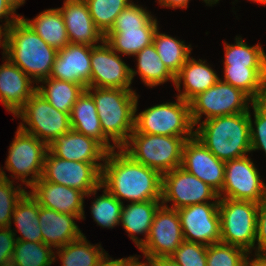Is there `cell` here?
Here are the masks:
<instances>
[{
	"label": "cell",
	"instance_id": "1",
	"mask_svg": "<svg viewBox=\"0 0 266 266\" xmlns=\"http://www.w3.org/2000/svg\"><path fill=\"white\" fill-rule=\"evenodd\" d=\"M101 186L116 197L133 202L161 200L162 175L134 161L121 148L108 151L101 171Z\"/></svg>",
	"mask_w": 266,
	"mask_h": 266
},
{
	"label": "cell",
	"instance_id": "2",
	"mask_svg": "<svg viewBox=\"0 0 266 266\" xmlns=\"http://www.w3.org/2000/svg\"><path fill=\"white\" fill-rule=\"evenodd\" d=\"M2 49L4 56L35 83L49 78L58 52L21 18L4 31Z\"/></svg>",
	"mask_w": 266,
	"mask_h": 266
},
{
	"label": "cell",
	"instance_id": "3",
	"mask_svg": "<svg viewBox=\"0 0 266 266\" xmlns=\"http://www.w3.org/2000/svg\"><path fill=\"white\" fill-rule=\"evenodd\" d=\"M93 98L104 135L122 148L134 131V118L138 106L136 90L88 87ZM94 91V92H92Z\"/></svg>",
	"mask_w": 266,
	"mask_h": 266
},
{
	"label": "cell",
	"instance_id": "4",
	"mask_svg": "<svg viewBox=\"0 0 266 266\" xmlns=\"http://www.w3.org/2000/svg\"><path fill=\"white\" fill-rule=\"evenodd\" d=\"M249 111L200 122L194 136L219 160L229 161L251 152Z\"/></svg>",
	"mask_w": 266,
	"mask_h": 266
},
{
	"label": "cell",
	"instance_id": "5",
	"mask_svg": "<svg viewBox=\"0 0 266 266\" xmlns=\"http://www.w3.org/2000/svg\"><path fill=\"white\" fill-rule=\"evenodd\" d=\"M185 142L184 137L150 135L134 130L121 149L134 161L163 175L181 166Z\"/></svg>",
	"mask_w": 266,
	"mask_h": 266
},
{
	"label": "cell",
	"instance_id": "6",
	"mask_svg": "<svg viewBox=\"0 0 266 266\" xmlns=\"http://www.w3.org/2000/svg\"><path fill=\"white\" fill-rule=\"evenodd\" d=\"M176 102L154 105L135 115L134 130L137 133L163 136H194L190 116V104L176 96Z\"/></svg>",
	"mask_w": 266,
	"mask_h": 266
},
{
	"label": "cell",
	"instance_id": "7",
	"mask_svg": "<svg viewBox=\"0 0 266 266\" xmlns=\"http://www.w3.org/2000/svg\"><path fill=\"white\" fill-rule=\"evenodd\" d=\"M258 203L219 198L220 242L252 253L255 246Z\"/></svg>",
	"mask_w": 266,
	"mask_h": 266
},
{
	"label": "cell",
	"instance_id": "8",
	"mask_svg": "<svg viewBox=\"0 0 266 266\" xmlns=\"http://www.w3.org/2000/svg\"><path fill=\"white\" fill-rule=\"evenodd\" d=\"M249 103L253 104L255 101L248 94L219 79L212 87L189 101L191 120L195 127L201 122L202 115H206L205 120H209L248 112Z\"/></svg>",
	"mask_w": 266,
	"mask_h": 266
},
{
	"label": "cell",
	"instance_id": "9",
	"mask_svg": "<svg viewBox=\"0 0 266 266\" xmlns=\"http://www.w3.org/2000/svg\"><path fill=\"white\" fill-rule=\"evenodd\" d=\"M15 116L29 126L28 128L26 124L20 123V130L37 137L47 145L72 129L70 115L57 110L37 91Z\"/></svg>",
	"mask_w": 266,
	"mask_h": 266
},
{
	"label": "cell",
	"instance_id": "10",
	"mask_svg": "<svg viewBox=\"0 0 266 266\" xmlns=\"http://www.w3.org/2000/svg\"><path fill=\"white\" fill-rule=\"evenodd\" d=\"M47 151L48 145L45 142L17 128L9 148L5 169L12 172V178L21 180L30 188L42 177Z\"/></svg>",
	"mask_w": 266,
	"mask_h": 266
},
{
	"label": "cell",
	"instance_id": "11",
	"mask_svg": "<svg viewBox=\"0 0 266 266\" xmlns=\"http://www.w3.org/2000/svg\"><path fill=\"white\" fill-rule=\"evenodd\" d=\"M42 178L84 192L87 197L96 195L102 188L101 171L93 164L64 160L56 157L49 149L45 155Z\"/></svg>",
	"mask_w": 266,
	"mask_h": 266
},
{
	"label": "cell",
	"instance_id": "12",
	"mask_svg": "<svg viewBox=\"0 0 266 266\" xmlns=\"http://www.w3.org/2000/svg\"><path fill=\"white\" fill-rule=\"evenodd\" d=\"M219 199L218 193L181 166L162 175L161 204L167 208H180ZM172 206L166 205L167 202Z\"/></svg>",
	"mask_w": 266,
	"mask_h": 266
},
{
	"label": "cell",
	"instance_id": "13",
	"mask_svg": "<svg viewBox=\"0 0 266 266\" xmlns=\"http://www.w3.org/2000/svg\"><path fill=\"white\" fill-rule=\"evenodd\" d=\"M253 161L245 155L225 162L224 184L219 198L259 203L266 197V185Z\"/></svg>",
	"mask_w": 266,
	"mask_h": 266
},
{
	"label": "cell",
	"instance_id": "14",
	"mask_svg": "<svg viewBox=\"0 0 266 266\" xmlns=\"http://www.w3.org/2000/svg\"><path fill=\"white\" fill-rule=\"evenodd\" d=\"M185 241L206 246L220 243L219 199L177 210Z\"/></svg>",
	"mask_w": 266,
	"mask_h": 266
},
{
	"label": "cell",
	"instance_id": "15",
	"mask_svg": "<svg viewBox=\"0 0 266 266\" xmlns=\"http://www.w3.org/2000/svg\"><path fill=\"white\" fill-rule=\"evenodd\" d=\"M183 241L178 211L161 205L155 212L148 238L139 250L145 258L169 257Z\"/></svg>",
	"mask_w": 266,
	"mask_h": 266
},
{
	"label": "cell",
	"instance_id": "16",
	"mask_svg": "<svg viewBox=\"0 0 266 266\" xmlns=\"http://www.w3.org/2000/svg\"><path fill=\"white\" fill-rule=\"evenodd\" d=\"M91 79L88 87L132 90L131 68L105 40L91 46Z\"/></svg>",
	"mask_w": 266,
	"mask_h": 266
},
{
	"label": "cell",
	"instance_id": "17",
	"mask_svg": "<svg viewBox=\"0 0 266 266\" xmlns=\"http://www.w3.org/2000/svg\"><path fill=\"white\" fill-rule=\"evenodd\" d=\"M181 167L213 188L218 194L224 184L225 162L219 160L195 136L183 147Z\"/></svg>",
	"mask_w": 266,
	"mask_h": 266
},
{
	"label": "cell",
	"instance_id": "18",
	"mask_svg": "<svg viewBox=\"0 0 266 266\" xmlns=\"http://www.w3.org/2000/svg\"><path fill=\"white\" fill-rule=\"evenodd\" d=\"M48 149L64 160L93 163L100 171L108 153L100 142L72 129L52 141Z\"/></svg>",
	"mask_w": 266,
	"mask_h": 266
},
{
	"label": "cell",
	"instance_id": "19",
	"mask_svg": "<svg viewBox=\"0 0 266 266\" xmlns=\"http://www.w3.org/2000/svg\"><path fill=\"white\" fill-rule=\"evenodd\" d=\"M91 46L69 43L58 50L49 77L88 88L91 79Z\"/></svg>",
	"mask_w": 266,
	"mask_h": 266
},
{
	"label": "cell",
	"instance_id": "20",
	"mask_svg": "<svg viewBox=\"0 0 266 266\" xmlns=\"http://www.w3.org/2000/svg\"><path fill=\"white\" fill-rule=\"evenodd\" d=\"M30 194L37 200L39 206L55 210L62 214L78 215L81 220L84 215V192L60 184L50 183L42 177L31 187Z\"/></svg>",
	"mask_w": 266,
	"mask_h": 266
},
{
	"label": "cell",
	"instance_id": "21",
	"mask_svg": "<svg viewBox=\"0 0 266 266\" xmlns=\"http://www.w3.org/2000/svg\"><path fill=\"white\" fill-rule=\"evenodd\" d=\"M0 65V102L15 115L36 92L34 81L6 56Z\"/></svg>",
	"mask_w": 266,
	"mask_h": 266
},
{
	"label": "cell",
	"instance_id": "22",
	"mask_svg": "<svg viewBox=\"0 0 266 266\" xmlns=\"http://www.w3.org/2000/svg\"><path fill=\"white\" fill-rule=\"evenodd\" d=\"M59 10L63 16L70 43L97 46L98 42L104 41V35L93 22L84 0H64Z\"/></svg>",
	"mask_w": 266,
	"mask_h": 266
},
{
	"label": "cell",
	"instance_id": "23",
	"mask_svg": "<svg viewBox=\"0 0 266 266\" xmlns=\"http://www.w3.org/2000/svg\"><path fill=\"white\" fill-rule=\"evenodd\" d=\"M38 218L42 242L53 249L60 248L83 235L74 221V219L81 220L78 215L62 214L39 206Z\"/></svg>",
	"mask_w": 266,
	"mask_h": 266
},
{
	"label": "cell",
	"instance_id": "24",
	"mask_svg": "<svg viewBox=\"0 0 266 266\" xmlns=\"http://www.w3.org/2000/svg\"><path fill=\"white\" fill-rule=\"evenodd\" d=\"M220 78L218 74L207 65L206 61L194 58H188L180 71L175 75V88L179 92L178 97L189 102L192 98L201 92L212 87ZM183 81V82H182ZM181 83L183 90L181 92Z\"/></svg>",
	"mask_w": 266,
	"mask_h": 266
},
{
	"label": "cell",
	"instance_id": "25",
	"mask_svg": "<svg viewBox=\"0 0 266 266\" xmlns=\"http://www.w3.org/2000/svg\"><path fill=\"white\" fill-rule=\"evenodd\" d=\"M70 123L72 130L94 138L108 151L117 148L114 144H110L111 140L104 135L94 100L86 90L78 97L72 107Z\"/></svg>",
	"mask_w": 266,
	"mask_h": 266
},
{
	"label": "cell",
	"instance_id": "26",
	"mask_svg": "<svg viewBox=\"0 0 266 266\" xmlns=\"http://www.w3.org/2000/svg\"><path fill=\"white\" fill-rule=\"evenodd\" d=\"M157 28V19L153 17L144 27L111 28L104 40L118 54L134 56L153 43Z\"/></svg>",
	"mask_w": 266,
	"mask_h": 266
},
{
	"label": "cell",
	"instance_id": "27",
	"mask_svg": "<svg viewBox=\"0 0 266 266\" xmlns=\"http://www.w3.org/2000/svg\"><path fill=\"white\" fill-rule=\"evenodd\" d=\"M160 201L133 202L126 206L123 204L120 223L138 249L148 238L155 212L162 205ZM135 234H143L145 238L138 239Z\"/></svg>",
	"mask_w": 266,
	"mask_h": 266
},
{
	"label": "cell",
	"instance_id": "28",
	"mask_svg": "<svg viewBox=\"0 0 266 266\" xmlns=\"http://www.w3.org/2000/svg\"><path fill=\"white\" fill-rule=\"evenodd\" d=\"M21 19L49 46L61 50L70 43L63 16L59 8L43 10L34 19Z\"/></svg>",
	"mask_w": 266,
	"mask_h": 266
},
{
	"label": "cell",
	"instance_id": "29",
	"mask_svg": "<svg viewBox=\"0 0 266 266\" xmlns=\"http://www.w3.org/2000/svg\"><path fill=\"white\" fill-rule=\"evenodd\" d=\"M134 56L137 60V70L131 68L132 80L139 73L142 82L149 88L164 84L168 80L175 83V75L162 62L153 43L144 47Z\"/></svg>",
	"mask_w": 266,
	"mask_h": 266
},
{
	"label": "cell",
	"instance_id": "30",
	"mask_svg": "<svg viewBox=\"0 0 266 266\" xmlns=\"http://www.w3.org/2000/svg\"><path fill=\"white\" fill-rule=\"evenodd\" d=\"M39 203L27 191L16 204L12 220L21 236L19 241L42 242V232L39 225Z\"/></svg>",
	"mask_w": 266,
	"mask_h": 266
},
{
	"label": "cell",
	"instance_id": "31",
	"mask_svg": "<svg viewBox=\"0 0 266 266\" xmlns=\"http://www.w3.org/2000/svg\"><path fill=\"white\" fill-rule=\"evenodd\" d=\"M225 83L231 84L258 102L266 94V67L224 66Z\"/></svg>",
	"mask_w": 266,
	"mask_h": 266
},
{
	"label": "cell",
	"instance_id": "32",
	"mask_svg": "<svg viewBox=\"0 0 266 266\" xmlns=\"http://www.w3.org/2000/svg\"><path fill=\"white\" fill-rule=\"evenodd\" d=\"M45 86H36L41 94L57 110L70 115L78 97L85 90L80 84L58 80L52 77L42 81Z\"/></svg>",
	"mask_w": 266,
	"mask_h": 266
},
{
	"label": "cell",
	"instance_id": "33",
	"mask_svg": "<svg viewBox=\"0 0 266 266\" xmlns=\"http://www.w3.org/2000/svg\"><path fill=\"white\" fill-rule=\"evenodd\" d=\"M61 266H96L106 252L101 244L91 245L84 234L75 241L56 248ZM104 250V251H103Z\"/></svg>",
	"mask_w": 266,
	"mask_h": 266
},
{
	"label": "cell",
	"instance_id": "34",
	"mask_svg": "<svg viewBox=\"0 0 266 266\" xmlns=\"http://www.w3.org/2000/svg\"><path fill=\"white\" fill-rule=\"evenodd\" d=\"M158 30L159 28L154 33L153 45L162 62L176 75L190 57L191 44L185 45L184 41L160 33Z\"/></svg>",
	"mask_w": 266,
	"mask_h": 266
},
{
	"label": "cell",
	"instance_id": "35",
	"mask_svg": "<svg viewBox=\"0 0 266 266\" xmlns=\"http://www.w3.org/2000/svg\"><path fill=\"white\" fill-rule=\"evenodd\" d=\"M241 36L235 38L236 44H225V61L224 66L232 67H266V53L261 44H256L254 46H248L240 38Z\"/></svg>",
	"mask_w": 266,
	"mask_h": 266
},
{
	"label": "cell",
	"instance_id": "36",
	"mask_svg": "<svg viewBox=\"0 0 266 266\" xmlns=\"http://www.w3.org/2000/svg\"><path fill=\"white\" fill-rule=\"evenodd\" d=\"M43 242L16 241L10 266H50L56 256Z\"/></svg>",
	"mask_w": 266,
	"mask_h": 266
},
{
	"label": "cell",
	"instance_id": "37",
	"mask_svg": "<svg viewBox=\"0 0 266 266\" xmlns=\"http://www.w3.org/2000/svg\"><path fill=\"white\" fill-rule=\"evenodd\" d=\"M96 27L105 35L131 0H84Z\"/></svg>",
	"mask_w": 266,
	"mask_h": 266
},
{
	"label": "cell",
	"instance_id": "38",
	"mask_svg": "<svg viewBox=\"0 0 266 266\" xmlns=\"http://www.w3.org/2000/svg\"><path fill=\"white\" fill-rule=\"evenodd\" d=\"M103 193L93 200L90 209L94 221L102 228L110 229L120 224L123 203L105 188Z\"/></svg>",
	"mask_w": 266,
	"mask_h": 266
},
{
	"label": "cell",
	"instance_id": "39",
	"mask_svg": "<svg viewBox=\"0 0 266 266\" xmlns=\"http://www.w3.org/2000/svg\"><path fill=\"white\" fill-rule=\"evenodd\" d=\"M5 171L0 168V228L12 226L13 210L18 201L27 192L21 185L13 186ZM23 188V189H22Z\"/></svg>",
	"mask_w": 266,
	"mask_h": 266
},
{
	"label": "cell",
	"instance_id": "40",
	"mask_svg": "<svg viewBox=\"0 0 266 266\" xmlns=\"http://www.w3.org/2000/svg\"><path fill=\"white\" fill-rule=\"evenodd\" d=\"M247 255L250 253L238 246L211 244L207 246L206 266H244Z\"/></svg>",
	"mask_w": 266,
	"mask_h": 266
},
{
	"label": "cell",
	"instance_id": "41",
	"mask_svg": "<svg viewBox=\"0 0 266 266\" xmlns=\"http://www.w3.org/2000/svg\"><path fill=\"white\" fill-rule=\"evenodd\" d=\"M171 257L179 266H206L207 246L184 240Z\"/></svg>",
	"mask_w": 266,
	"mask_h": 266
},
{
	"label": "cell",
	"instance_id": "42",
	"mask_svg": "<svg viewBox=\"0 0 266 266\" xmlns=\"http://www.w3.org/2000/svg\"><path fill=\"white\" fill-rule=\"evenodd\" d=\"M251 107L255 118L253 124L249 110L251 151L262 149L266 154V109L259 102Z\"/></svg>",
	"mask_w": 266,
	"mask_h": 266
},
{
	"label": "cell",
	"instance_id": "43",
	"mask_svg": "<svg viewBox=\"0 0 266 266\" xmlns=\"http://www.w3.org/2000/svg\"><path fill=\"white\" fill-rule=\"evenodd\" d=\"M152 18L151 12L132 2L116 17L111 28L144 27Z\"/></svg>",
	"mask_w": 266,
	"mask_h": 266
},
{
	"label": "cell",
	"instance_id": "44",
	"mask_svg": "<svg viewBox=\"0 0 266 266\" xmlns=\"http://www.w3.org/2000/svg\"><path fill=\"white\" fill-rule=\"evenodd\" d=\"M16 233L11 226L0 228V266H10L16 244Z\"/></svg>",
	"mask_w": 266,
	"mask_h": 266
},
{
	"label": "cell",
	"instance_id": "45",
	"mask_svg": "<svg viewBox=\"0 0 266 266\" xmlns=\"http://www.w3.org/2000/svg\"><path fill=\"white\" fill-rule=\"evenodd\" d=\"M255 254L266 255V197L258 203Z\"/></svg>",
	"mask_w": 266,
	"mask_h": 266
},
{
	"label": "cell",
	"instance_id": "46",
	"mask_svg": "<svg viewBox=\"0 0 266 266\" xmlns=\"http://www.w3.org/2000/svg\"><path fill=\"white\" fill-rule=\"evenodd\" d=\"M16 9L11 5L8 0H0V20L5 19L4 27L0 25V28L5 31L11 24L21 18L20 15H15ZM10 16V17H9ZM12 18V19H11Z\"/></svg>",
	"mask_w": 266,
	"mask_h": 266
},
{
	"label": "cell",
	"instance_id": "47",
	"mask_svg": "<svg viewBox=\"0 0 266 266\" xmlns=\"http://www.w3.org/2000/svg\"><path fill=\"white\" fill-rule=\"evenodd\" d=\"M131 257L132 256L121 259H112L108 256V253L105 252L104 255L99 259L96 266H126L127 261Z\"/></svg>",
	"mask_w": 266,
	"mask_h": 266
},
{
	"label": "cell",
	"instance_id": "48",
	"mask_svg": "<svg viewBox=\"0 0 266 266\" xmlns=\"http://www.w3.org/2000/svg\"><path fill=\"white\" fill-rule=\"evenodd\" d=\"M190 0H158V3L161 7H170V8H187Z\"/></svg>",
	"mask_w": 266,
	"mask_h": 266
},
{
	"label": "cell",
	"instance_id": "49",
	"mask_svg": "<svg viewBox=\"0 0 266 266\" xmlns=\"http://www.w3.org/2000/svg\"><path fill=\"white\" fill-rule=\"evenodd\" d=\"M153 266H179V264L171 257H154L149 258Z\"/></svg>",
	"mask_w": 266,
	"mask_h": 266
},
{
	"label": "cell",
	"instance_id": "50",
	"mask_svg": "<svg viewBox=\"0 0 266 266\" xmlns=\"http://www.w3.org/2000/svg\"><path fill=\"white\" fill-rule=\"evenodd\" d=\"M255 258H248L246 256L245 265L244 266H266V255H257L255 254Z\"/></svg>",
	"mask_w": 266,
	"mask_h": 266
},
{
	"label": "cell",
	"instance_id": "51",
	"mask_svg": "<svg viewBox=\"0 0 266 266\" xmlns=\"http://www.w3.org/2000/svg\"><path fill=\"white\" fill-rule=\"evenodd\" d=\"M147 259V262H140L139 258L135 255L132 256L126 263V266H153L152 261L149 258Z\"/></svg>",
	"mask_w": 266,
	"mask_h": 266
},
{
	"label": "cell",
	"instance_id": "52",
	"mask_svg": "<svg viewBox=\"0 0 266 266\" xmlns=\"http://www.w3.org/2000/svg\"><path fill=\"white\" fill-rule=\"evenodd\" d=\"M8 1L15 9L19 8L21 5L25 3V0H8Z\"/></svg>",
	"mask_w": 266,
	"mask_h": 266
},
{
	"label": "cell",
	"instance_id": "53",
	"mask_svg": "<svg viewBox=\"0 0 266 266\" xmlns=\"http://www.w3.org/2000/svg\"><path fill=\"white\" fill-rule=\"evenodd\" d=\"M203 1L206 3V6H207V4L209 6H212V5L216 4V3H218L219 0H203Z\"/></svg>",
	"mask_w": 266,
	"mask_h": 266
},
{
	"label": "cell",
	"instance_id": "54",
	"mask_svg": "<svg viewBox=\"0 0 266 266\" xmlns=\"http://www.w3.org/2000/svg\"><path fill=\"white\" fill-rule=\"evenodd\" d=\"M258 102L266 109V94Z\"/></svg>",
	"mask_w": 266,
	"mask_h": 266
},
{
	"label": "cell",
	"instance_id": "55",
	"mask_svg": "<svg viewBox=\"0 0 266 266\" xmlns=\"http://www.w3.org/2000/svg\"><path fill=\"white\" fill-rule=\"evenodd\" d=\"M3 36H4V31L0 28V46H2V47H3V40H1V39Z\"/></svg>",
	"mask_w": 266,
	"mask_h": 266
},
{
	"label": "cell",
	"instance_id": "56",
	"mask_svg": "<svg viewBox=\"0 0 266 266\" xmlns=\"http://www.w3.org/2000/svg\"><path fill=\"white\" fill-rule=\"evenodd\" d=\"M251 1H253L254 3L257 2L260 4L266 5V0H251Z\"/></svg>",
	"mask_w": 266,
	"mask_h": 266
}]
</instances>
